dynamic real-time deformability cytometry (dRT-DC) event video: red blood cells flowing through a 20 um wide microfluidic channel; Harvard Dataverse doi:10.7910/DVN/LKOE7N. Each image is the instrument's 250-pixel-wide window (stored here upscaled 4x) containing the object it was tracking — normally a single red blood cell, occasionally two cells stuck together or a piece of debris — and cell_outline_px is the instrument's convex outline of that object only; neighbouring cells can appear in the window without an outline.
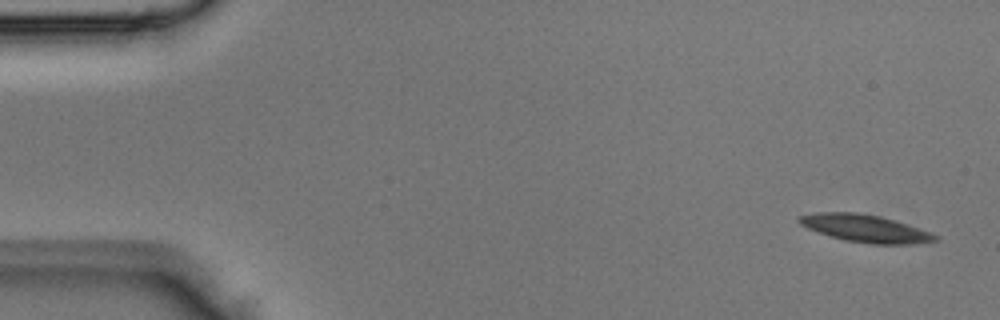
{"species": "Egyptian fruit bat (a non-hibernating species)", "species_latin": "Rousettus aegyptiacus", "temperature_condition": "room temperature", "stored_images_in_passage": 4, "camera_frame_rate_fps": 3000, "um_per_image_px": 0.085, "animal": {"sex": "male"}, "frame": {"image": 1, "passage_image": 1, "time_ms": 0.0, "image_size_px": [1000, 320], "cell_outline_px": [[940, 240], [912, 244], [872, 244], [844, 240], [808, 228], [800, 224], [796, 220], [796, 216], [816, 212], [856, 212], [880, 216], [896, 220], [932, 232], [940, 236]], "centroid_in_image_um": [73.59, 19.41], "position_along_channel_um": 11.4, "area_um2": 21.96}}